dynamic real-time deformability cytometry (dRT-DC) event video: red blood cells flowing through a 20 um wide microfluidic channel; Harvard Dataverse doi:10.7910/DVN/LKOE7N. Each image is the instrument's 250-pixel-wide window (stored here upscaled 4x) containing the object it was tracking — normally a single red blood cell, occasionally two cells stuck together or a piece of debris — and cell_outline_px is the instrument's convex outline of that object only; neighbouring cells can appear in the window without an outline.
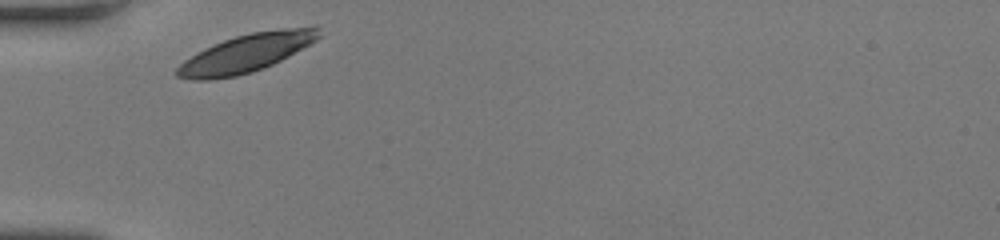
{"species": "human", "species_latin": "Homo sapiens", "temperature_condition": "room temperature", "stored_images_in_passage": 26, "camera_frame_rate_fps": 3000, "um_per_image_px": 0.085, "donor": {"sex": "female"}, "frame": {"image": 1, "passage_image": 1, "time_ms": 0.0, "image_size_px": [1000, 240], "cell_outline_px": [[320, 36], [316, 40], [288, 56], [272, 64], [252, 72], [236, 76], [208, 80], [196, 80], [176, 76], [176, 68], [184, 60], [196, 52], [204, 48], [224, 40], [236, 36], [252, 32], [316, 24], [320, 28]], "centroid_in_image_um": [20.96, 4.49], "position_along_channel_um": 64.0, "area_um2": 31.39}}
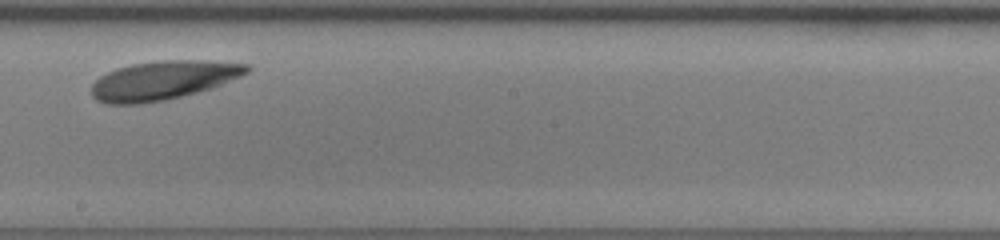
{"frame": {"image": 2, "passage_image": 15, "time_ms": 4.667, "image_size_px": [1000, 240], "cell_outline_px": [[252, 68], [248, 72], [240, 76], [212, 88], [164, 100], [144, 104], [104, 104], [96, 100], [92, 96], [92, 84], [100, 76], [116, 68], [132, 64], [160, 60], [204, 60], [248, 64]], "centroid_in_image_um": [13.84, 6.83], "position_along_channel_um": 234.4, "area_um2": 35.2}}
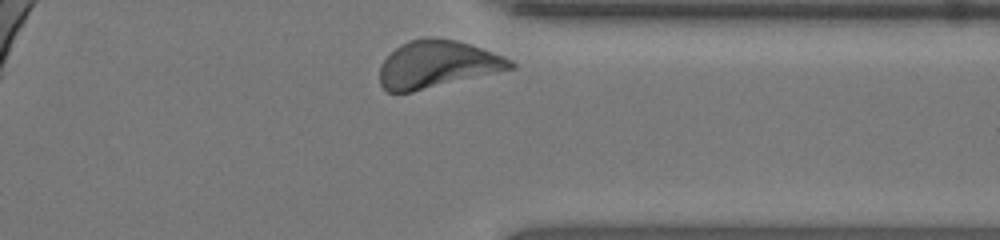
{"frame": {"image": 3, "passage_image": 26, "time_ms": 8.333, "image_size_px": [1000, 240], "cell_outline_px": [[516, 68], [412, 92], [388, 92], [380, 84], [380, 64], [400, 44], [408, 40], [428, 36], [432, 36], [456, 40], [504, 56], [512, 60], [516, 64]], "centroid_in_image_um": [37.17, 5.46], "position_along_channel_um": 374.2, "area_um2": 36.01}, "authors_computed_cell_mechanics": {"area_um2": 33.8708, "velocity_mm_per_s": 3.7799, "shape_relaxation_time_tau1_ms": 0.5753, "shape_relaxation_time_tau2_ms": null, "deformation_change_tau1": 0.055, "deformation_change_tau2": null}}